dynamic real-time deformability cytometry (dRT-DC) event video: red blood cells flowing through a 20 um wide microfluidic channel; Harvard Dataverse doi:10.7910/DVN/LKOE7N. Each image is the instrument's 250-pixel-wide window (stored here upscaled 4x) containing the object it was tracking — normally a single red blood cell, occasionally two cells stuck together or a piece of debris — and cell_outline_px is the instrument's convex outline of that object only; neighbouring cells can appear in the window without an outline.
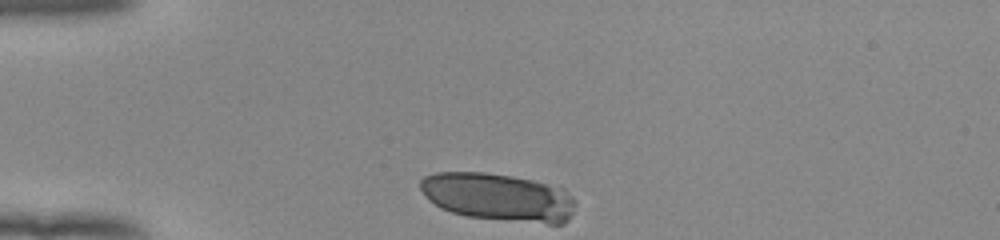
{"species": "human", "species_latin": "Homo sapiens", "temperature_condition": "room temperature", "stored_images_in_passage": 31, "camera_frame_rate_fps": 3000, "um_per_image_px": 0.085, "donor": {"sex": "female"}, "frame": {"image": 1, "passage_image": 1, "time_ms": 0.0, "image_size_px": [1000, 240], "cell_outline_px": [[576, 200], [572, 212], [568, 220], [564, 224], [548, 224], [468, 216], [452, 212], [440, 208], [428, 200], [420, 188], [420, 180], [424, 176], [436, 172], [484, 172], [512, 176], [532, 180], [564, 188]], "centroid_in_image_um": [42.36, 16.75], "position_along_channel_um": 42.6, "area_um2": 43.35}}